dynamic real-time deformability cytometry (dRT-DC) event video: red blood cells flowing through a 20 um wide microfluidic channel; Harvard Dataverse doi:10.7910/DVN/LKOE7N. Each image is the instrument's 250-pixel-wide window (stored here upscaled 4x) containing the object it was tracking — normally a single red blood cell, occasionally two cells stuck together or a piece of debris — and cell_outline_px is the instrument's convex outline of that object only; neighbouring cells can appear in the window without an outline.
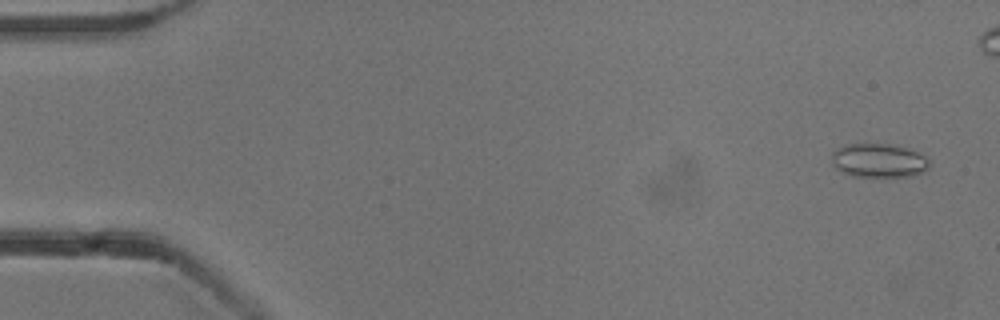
{"species": "common noctule bat (a hibernating species)", "species_latin": "Nyctalus noctula", "temperature_condition": "cold", "stored_images_in_passage": 55, "camera_frame_rate_fps": 3000, "um_per_image_px": 0.085, "animal": {"sex": "male", "body_mass_g": 13.3}, "frame": {"image": 1, "passage_image": 3, "time_ms": 0.667, "image_size_px": [1000, 320], "cell_outline_px": [[932, 164], [928, 168], [920, 172], [908, 176], [852, 176], [836, 168], [832, 164], [832, 152], [836, 148], [844, 144], [888, 144], [904, 148], [916, 152], [932, 160]], "centroid_in_image_um": [74.67, 13.64], "position_along_channel_um": 10.3, "area_um2": 19.13}}
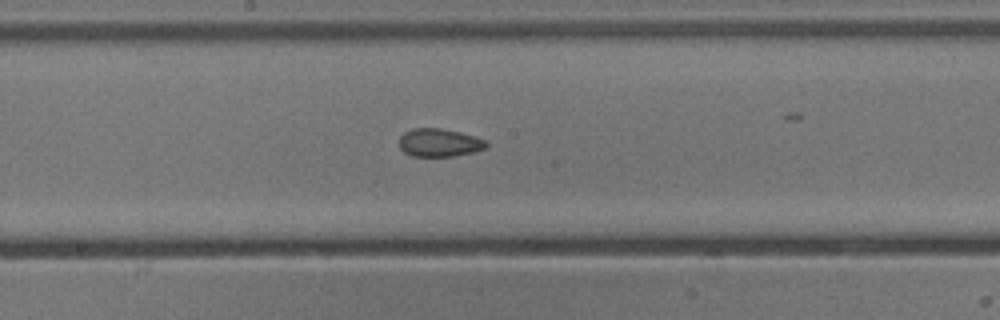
{"frame": {"image": 2, "passage_image": 29, "time_ms": 9.333, "image_size_px": [1000, 320], "cell_outline_px": [[488, 144], [484, 148], [472, 152], [452, 156], [412, 156], [404, 152], [400, 148], [400, 136], [404, 132], [412, 128], [440, 128], [476, 136], [488, 140]], "centroid_in_image_um": [37.34, 12.12], "position_along_channel_um": 210.9, "area_um2": 14.22}}
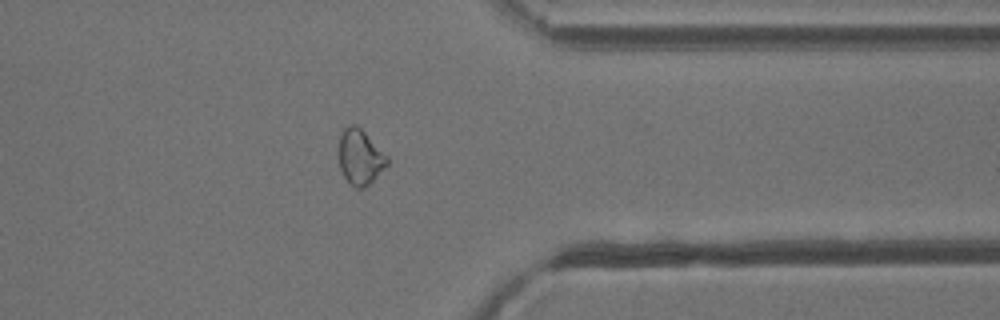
{"frame": {"image": 3, "passage_image": 43, "time_ms": 14.0, "image_size_px": [1000, 320], "cell_outline_px": [[388, 164], [364, 188], [356, 188], [344, 176], [340, 168], [340, 132], [348, 124], [356, 124], [388, 156]], "centroid_in_image_um": [30.61, 13.32], "position_along_channel_um": 380.8, "area_um2": 15.2}, "authors_computed_cell_mechanics": {"area_um2": 15.8372, "velocity_mm_per_s": 3.8345, "shape_relaxation_time_tau1_ms": null, "shape_relaxation_time_tau2_ms": 3.9374, "deformation_change_tau1": null, "deformation_change_tau2": 0.0881}}